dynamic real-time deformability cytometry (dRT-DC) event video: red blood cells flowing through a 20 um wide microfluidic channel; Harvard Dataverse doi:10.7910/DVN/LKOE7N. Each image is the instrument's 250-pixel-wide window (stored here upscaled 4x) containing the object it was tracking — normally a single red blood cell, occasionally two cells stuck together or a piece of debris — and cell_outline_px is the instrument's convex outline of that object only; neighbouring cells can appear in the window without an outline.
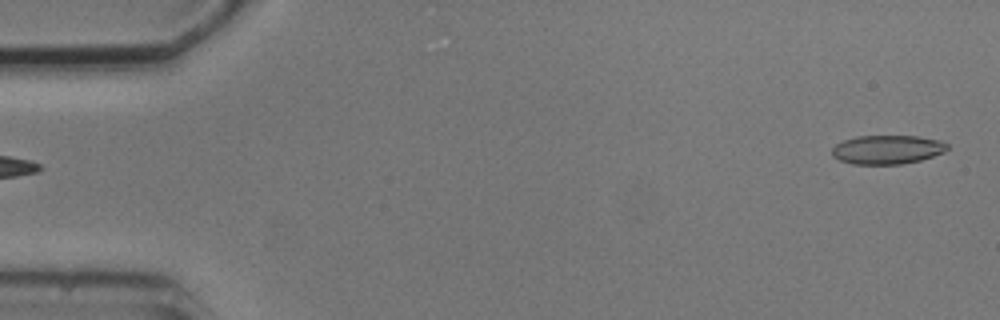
{"species": "common noctule bat (a hibernating species)", "species_latin": "Nyctalus noctula", "temperature_condition": "cold", "stored_images_in_passage": 4, "camera_frame_rate_fps": 3000, "um_per_image_px": 0.085, "animal": {"sex": "male", "body_mass_g": 20.5, "forearm_length_mm": 52.5}, "frame": {"image": 1, "passage_image": 1, "time_ms": 0.0, "image_size_px": [1000, 320], "cell_outline_px": [[948, 148], [944, 152], [920, 160], [900, 164], [852, 164], [840, 160], [832, 156], [832, 148], [836, 144], [844, 140], [856, 136], [916, 136], [940, 140], [948, 144]], "centroid_in_image_um": [75.4, 12.71], "position_along_channel_um": 9.6, "area_um2": 19.36}}